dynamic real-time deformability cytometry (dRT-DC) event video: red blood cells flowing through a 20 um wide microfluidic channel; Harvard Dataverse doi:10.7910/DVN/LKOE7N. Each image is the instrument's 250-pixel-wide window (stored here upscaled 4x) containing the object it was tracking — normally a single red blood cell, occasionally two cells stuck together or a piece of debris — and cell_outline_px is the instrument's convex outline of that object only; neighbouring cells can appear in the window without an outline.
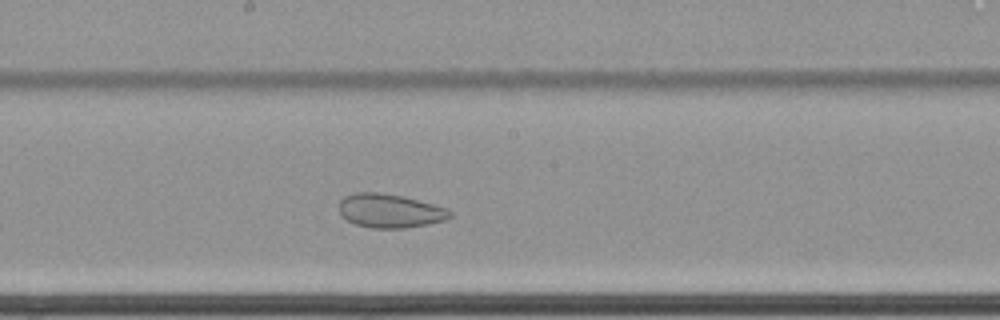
{"species": "common noctule bat (a hibernating species)", "species_latin": "Nyctalus noctula", "temperature_condition": "cold", "stored_images_in_passage": 53, "camera_frame_rate_fps": 3000, "um_per_image_px": 0.085, "animal": {"sex": "female", "body_mass_g": 22.7, "forearm_length_mm": 54.2}, "frame": {"image": 1, "passage_image": 31, "time_ms": 10.0, "image_size_px": [1000, 320], "cell_outline_px": [[452, 216], [444, 220], [428, 224], [404, 228], [372, 228], [356, 224], [348, 220], [340, 212], [340, 200], [344, 196], [356, 192], [380, 192], [404, 196], [432, 204], [444, 208], [452, 212]], "centroid_in_image_um": [33.13, 17.91], "position_along_channel_um": 215.1, "area_um2": 21.68}}
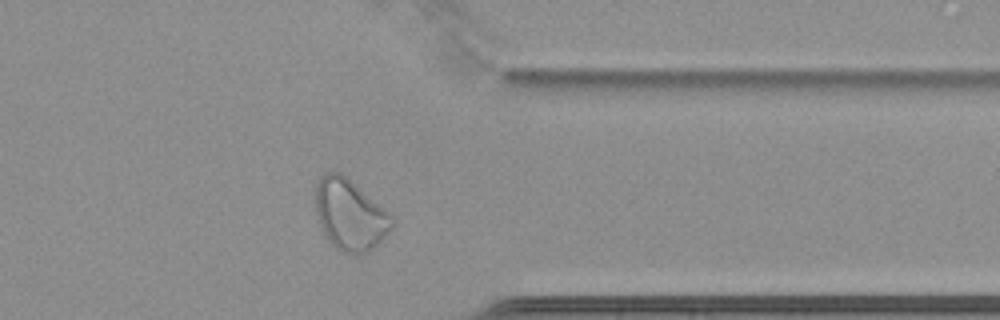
{"frame": {"image": 2, "passage_image": 46, "time_ms": 15.0, "image_size_px": [1000, 320], "cell_outline_px": [[396, 224], [372, 248], [360, 256], [356, 256], [344, 252], [336, 248], [324, 236], [320, 228], [316, 212], [316, 184], [324, 172], [340, 172], [388, 212], [392, 216]], "centroid_in_image_um": [29.72, 18.28], "position_along_channel_um": 381.7, "area_um2": 31.39}}